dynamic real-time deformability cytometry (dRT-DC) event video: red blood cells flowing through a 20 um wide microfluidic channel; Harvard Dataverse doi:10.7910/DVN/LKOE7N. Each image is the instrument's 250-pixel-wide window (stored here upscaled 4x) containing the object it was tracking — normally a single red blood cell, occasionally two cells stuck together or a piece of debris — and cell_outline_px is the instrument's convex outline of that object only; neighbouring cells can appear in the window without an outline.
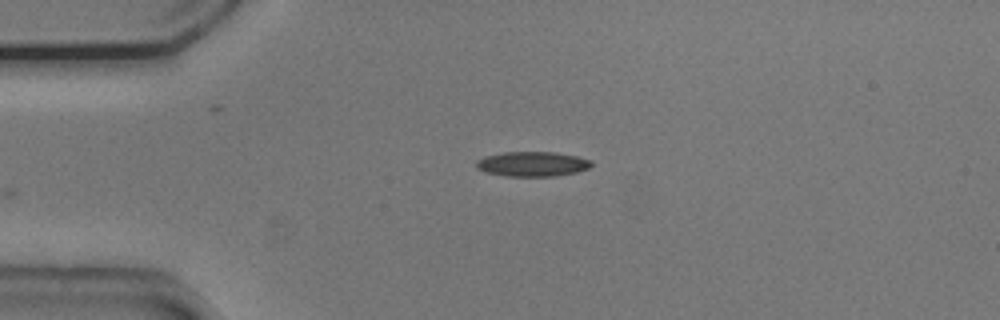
{"species": "common noctule bat (a hibernating species)", "species_latin": "Nyctalus noctula", "temperature_condition": "cold", "stored_images_in_passage": 39, "camera_frame_rate_fps": 3000, "um_per_image_px": 0.085, "animal": {"sex": "male", "body_mass_g": 20.5, "forearm_length_mm": 52.5}, "frame": {"image": 1, "passage_image": 1, "time_ms": 0.0, "image_size_px": [1000, 320], "cell_outline_px": [[592, 164], [588, 168], [576, 172], [556, 176], [504, 176], [484, 172], [476, 168], [476, 160], [484, 156], [504, 152], [552, 152], [576, 156], [592, 160]], "centroid_in_image_um": [45.21, 13.94], "position_along_channel_um": 39.8, "area_um2": 16.7}}
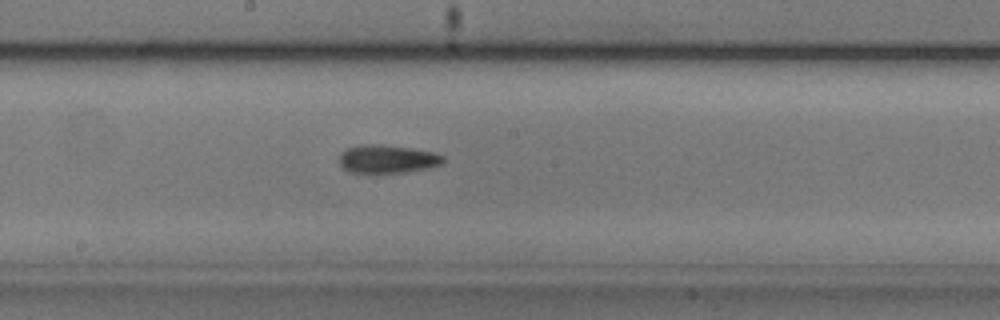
{"frame": {"image": 2, "passage_image": 17, "time_ms": 5.333, "image_size_px": [1000, 320], "cell_outline_px": [[444, 160], [440, 164], [424, 168], [404, 172], [348, 172], [340, 164], [340, 152], [344, 148], [360, 144], [376, 144], [412, 148], [436, 152], [444, 156]], "centroid_in_image_um": [32.89, 13.49], "position_along_channel_um": 215.3, "area_um2": 16.99}}
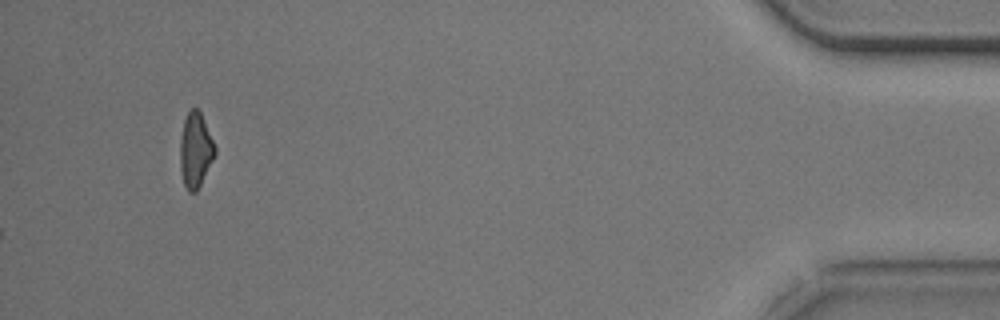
{"frame": {"image": 3, "passage_image": 39, "time_ms": 12.667, "image_size_px": [1000, 320], "cell_outline_px": [[216, 152], [196, 192], [188, 192], [184, 184], [180, 168], [180, 136], [184, 120], [188, 112], [192, 108], [196, 108], [200, 112], [216, 148]], "centroid_in_image_um": [16.59, 12.76], "position_along_channel_um": 418.6, "area_um2": 14.91}, "authors_computed_cell_mechanics": {"area_um2": 16.4152, "velocity_mm_per_s": 3.7656, "shape_relaxation_time_tau1_ms": 5.7097, "shape_relaxation_time_tau2_ms": 7.8244, "deformation_change_tau1": 0.1312, "deformation_change_tau2": 0.1828}}